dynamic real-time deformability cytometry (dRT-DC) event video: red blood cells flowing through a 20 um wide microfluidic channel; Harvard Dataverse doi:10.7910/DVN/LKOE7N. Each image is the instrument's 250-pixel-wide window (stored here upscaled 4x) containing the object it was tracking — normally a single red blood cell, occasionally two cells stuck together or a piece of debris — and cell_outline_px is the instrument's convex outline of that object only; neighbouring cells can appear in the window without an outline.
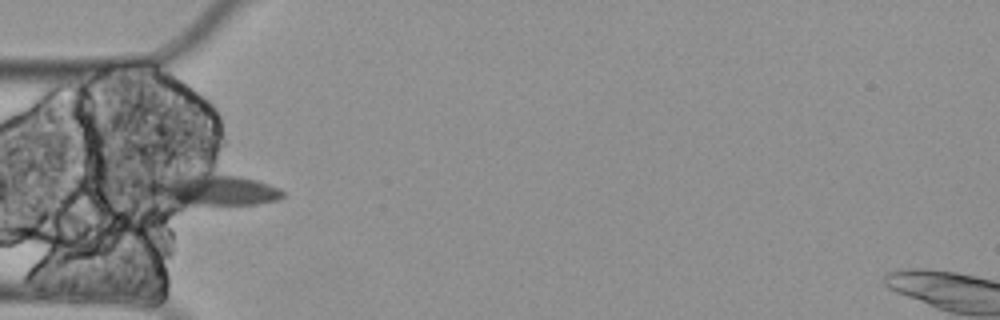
{"species": "Egyptian fruit bat (a non-hibernating species)", "species_latin": "Rousettus aegyptiacus", "temperature_condition": "cold", "stored_images_in_passage": 11, "camera_frame_rate_fps": 3000, "um_per_image_px": 0.085, "animal": {"sex": "female"}, "frame": {"image": 1, "passage_image": 4, "time_ms": 1.0, "image_size_px": [1000, 320], "cell_outline_px": [[284, 196], [276, 200], [256, 204], [180, 208], [148, 208], [140, 188], [140, 184], [148, 180], [168, 172], [204, 172], [240, 176], [256, 180], [280, 188], [284, 192]], "centroid_in_image_um": [17.49, 16.21], "position_along_channel_um": 67.5, "area_um2": 29.36}}
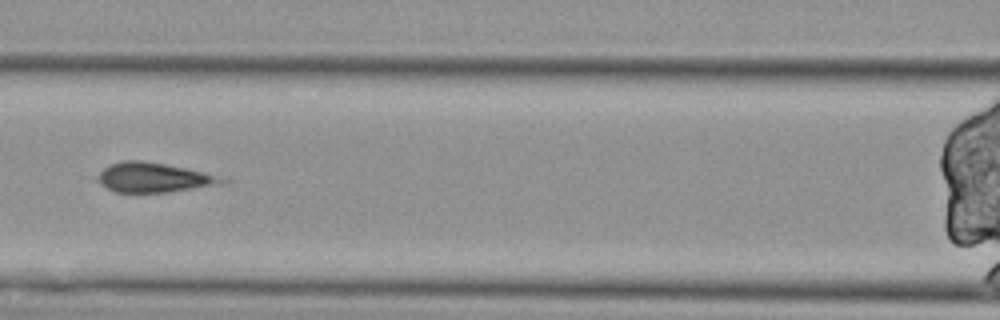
{"frame": {"image": 2, "passage_image": 6, "time_ms": 1.667, "image_size_px": [1000, 320], "cell_outline_px": [[232, 180], [168, 192], [116, 192], [100, 184], [96, 176], [104, 168], [112, 164], [124, 160], [140, 160], [164, 164], [204, 172]], "centroid_in_image_um": [12.97, 15.08], "position_along_channel_um": 153.6, "area_um2": 20.75}}
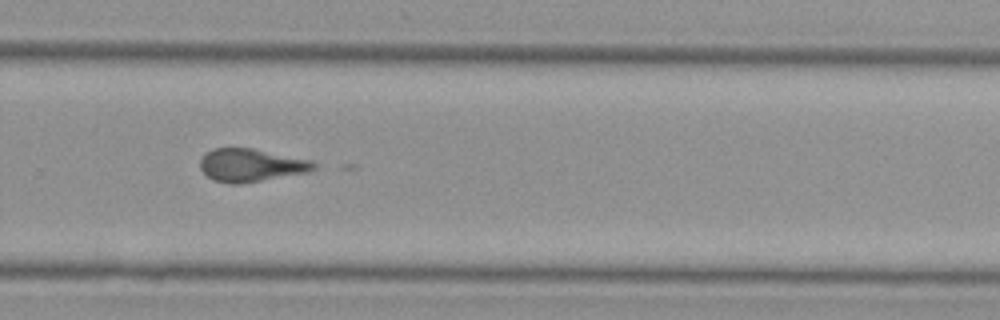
{"frame": {"image": 3, "passage_image": 10, "time_ms": 3.0, "image_size_px": [1000, 320], "cell_outline_px": [[316, 168], [308, 172], [240, 184], [228, 184], [212, 180], [200, 168], [200, 160], [212, 148], [252, 148], [312, 160], [316, 164]], "centroid_in_image_um": [21.34, 14.05], "position_along_channel_um": 308.5, "area_um2": 21.79}}